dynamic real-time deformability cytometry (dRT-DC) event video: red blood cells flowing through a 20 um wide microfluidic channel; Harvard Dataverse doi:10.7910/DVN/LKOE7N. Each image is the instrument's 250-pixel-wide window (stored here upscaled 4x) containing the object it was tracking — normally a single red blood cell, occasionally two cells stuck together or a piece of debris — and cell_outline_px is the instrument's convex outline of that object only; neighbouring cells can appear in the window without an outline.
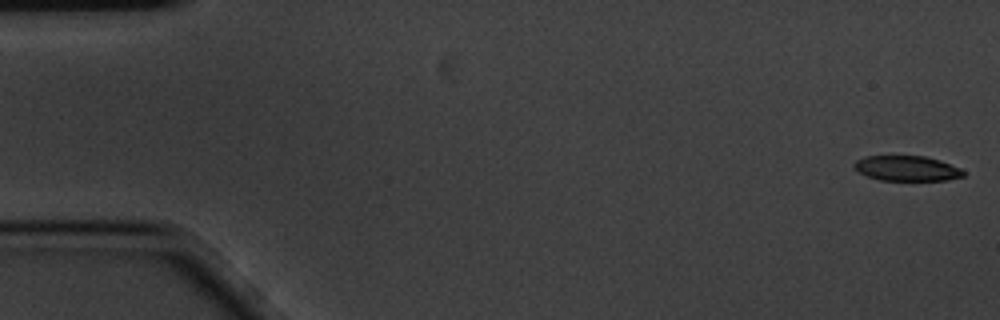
{"species": "common noctule bat (a hibernating species)", "species_latin": "Nyctalus noctula", "temperature_condition": "cold", "stored_images_in_passage": 4, "camera_frame_rate_fps": 3000, "um_per_image_px": 0.085, "animal": {"sex": "male", "body_mass_g": 20.1, "forearm_length_mm": 53.5}, "frame": {"image": 1, "passage_image": 1, "time_ms": 0.0, "image_size_px": [1000, 320], "cell_outline_px": [[964, 176], [948, 180], [880, 180], [868, 176], [860, 172], [852, 164], [856, 160], [864, 156], [924, 156], [940, 160], [960, 168], [964, 172]], "centroid_in_image_um": [77.09, 14.31], "position_along_channel_um": 7.9, "area_um2": 15.9}}